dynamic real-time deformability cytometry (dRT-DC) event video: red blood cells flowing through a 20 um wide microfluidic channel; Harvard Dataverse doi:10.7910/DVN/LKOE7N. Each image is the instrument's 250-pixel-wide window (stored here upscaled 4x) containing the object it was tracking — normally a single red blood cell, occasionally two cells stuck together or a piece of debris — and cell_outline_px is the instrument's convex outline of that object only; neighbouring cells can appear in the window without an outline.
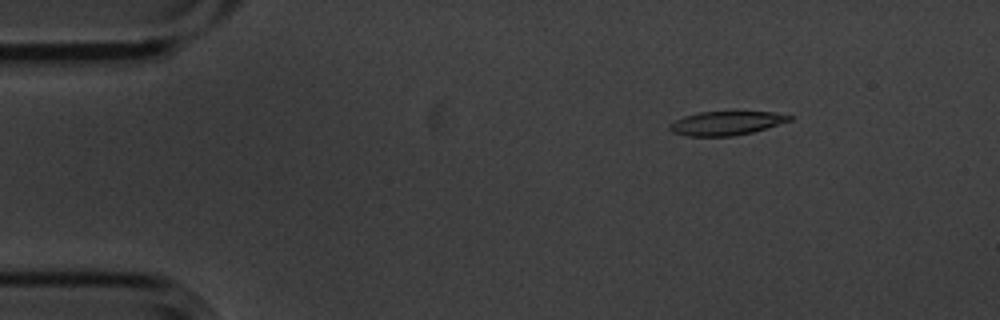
{"species": "common noctule bat (a hibernating species)", "species_latin": "Nyctalus noctula", "temperature_condition": "cold", "stored_images_in_passage": 5, "camera_frame_rate_fps": 3000, "um_per_image_px": 0.085, "animal": {"sex": "male", "body_mass_g": 20.1, "forearm_length_mm": 53.5}, "frame": {"image": 1, "passage_image": 3, "time_ms": 0.667, "image_size_px": [1000, 320], "cell_outline_px": [[792, 120], [752, 132], [732, 136], [688, 136], [672, 132], [668, 128], [668, 124], [684, 116], [700, 112], [772, 112], [792, 116]], "centroid_in_image_um": [61.69, 10.47], "position_along_channel_um": 23.3, "area_um2": 16.47}}
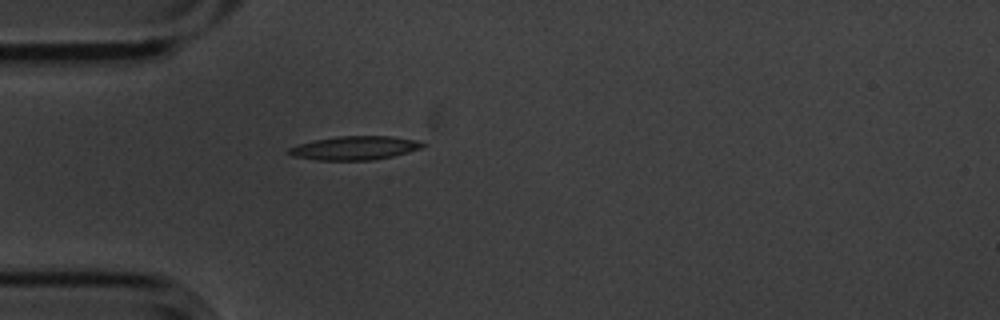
{"frame": {"image": 2, "passage_image": 5, "time_ms": 1.333, "image_size_px": [1000, 320], "cell_outline_px": [[428, 144], [420, 148], [408, 152], [392, 156], [372, 160], [316, 160], [292, 156], [284, 152], [288, 148], [300, 144], [316, 140], [336, 136], [392, 136], [416, 140]], "centroid_in_image_um": [30.13, 12.58], "position_along_channel_um": 54.9, "area_um2": 18.5}}